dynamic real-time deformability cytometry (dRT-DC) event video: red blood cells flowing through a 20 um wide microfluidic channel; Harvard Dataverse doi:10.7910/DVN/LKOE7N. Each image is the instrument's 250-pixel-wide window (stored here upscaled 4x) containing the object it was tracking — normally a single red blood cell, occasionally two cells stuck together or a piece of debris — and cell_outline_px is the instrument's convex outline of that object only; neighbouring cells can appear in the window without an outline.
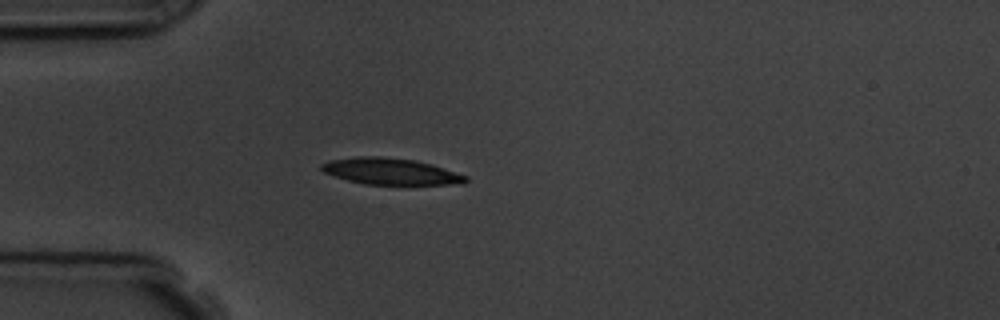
{"species": "common noctule bat (a hibernating species)", "species_latin": "Nyctalus noctula", "temperature_condition": "room temperature", "stored_images_in_passage": 4, "camera_frame_rate_fps": 3000, "um_per_image_px": 0.085, "animal": {"sex": "male", "body_mass_g": 19.5, "forearm_length_mm": 54.6}, "frame": {"image": 1, "passage_image": 4, "time_ms": 3.333, "image_size_px": [1000, 320], "cell_outline_px": [[468, 180], [464, 184], [364, 184], [348, 180], [324, 172], [320, 168], [320, 164], [332, 160], [356, 156], [380, 156], [412, 160], [444, 168], [468, 176]], "centroid_in_image_um": [33.2, 14.57], "position_along_channel_um": 51.8, "area_um2": 21.91}}